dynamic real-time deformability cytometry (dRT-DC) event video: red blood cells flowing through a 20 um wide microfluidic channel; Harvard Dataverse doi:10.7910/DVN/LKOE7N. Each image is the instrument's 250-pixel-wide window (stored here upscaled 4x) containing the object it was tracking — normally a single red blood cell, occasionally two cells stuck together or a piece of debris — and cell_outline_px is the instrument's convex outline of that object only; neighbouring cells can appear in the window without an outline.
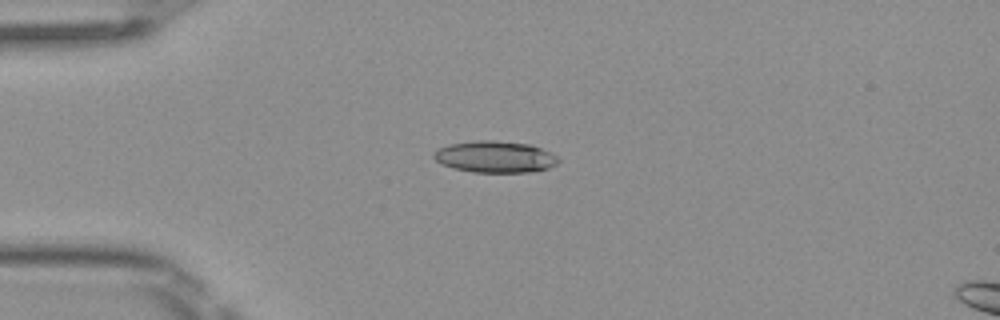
{"species": "Egyptian fruit bat (a non-hibernating species)", "species_latin": "Rousettus aegyptiacus", "temperature_condition": "room temperature", "stored_images_in_passage": 5, "camera_frame_rate_fps": 3000, "um_per_image_px": 0.085, "frame": {"image": 1, "passage_image": 1, "time_ms": 0.0, "image_size_px": [1000, 320], "cell_outline_px": [[560, 160], [556, 164], [548, 168], [528, 172], [472, 172], [440, 164], [432, 156], [432, 152], [448, 144], [476, 140], [496, 140], [528, 144], [540, 148], [556, 156]], "centroid_in_image_um": [42.03, 13.32], "position_along_channel_um": 43.0, "area_um2": 22.83}}
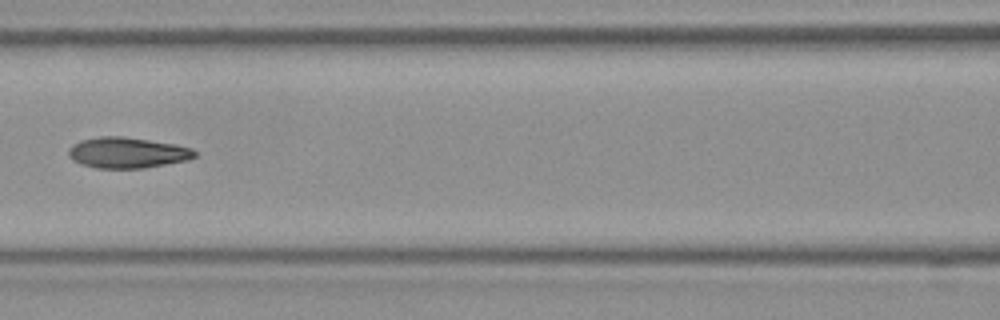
{"frame": {"image": 2, "passage_image": 4, "time_ms": 1.0, "image_size_px": [1000, 320], "cell_outline_px": [[196, 156], [188, 160], [144, 168], [96, 168], [80, 164], [72, 160], [68, 156], [68, 148], [72, 144], [80, 140], [100, 136], [124, 136], [176, 144], [192, 148], [196, 152]], "centroid_in_image_um": [10.8, 12.97], "position_along_channel_um": 155.8, "area_um2": 22.89}}
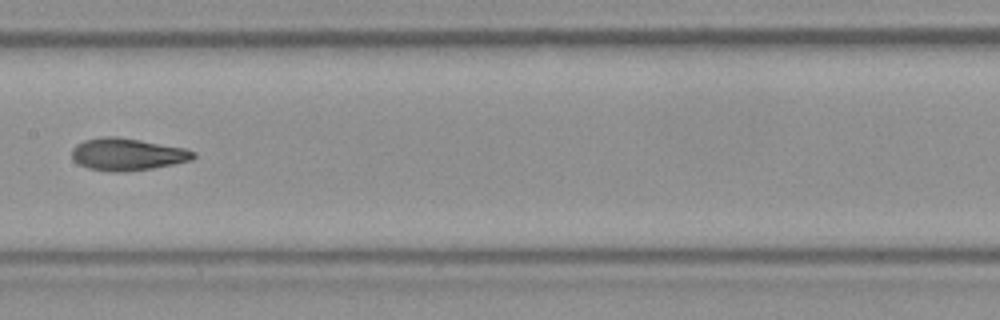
{"frame": {"image": 3, "passage_image": 5, "time_ms": 1.333, "image_size_px": [1000, 320], "cell_outline_px": [[196, 156], [192, 160], [152, 168], [120, 172], [112, 172], [88, 168], [72, 160], [72, 148], [76, 144], [84, 140], [104, 136], [116, 136], [140, 140], [184, 148], [196, 152]], "centroid_in_image_um": [10.8, 13.11], "position_along_channel_um": 196.6, "area_um2": 22.77}}